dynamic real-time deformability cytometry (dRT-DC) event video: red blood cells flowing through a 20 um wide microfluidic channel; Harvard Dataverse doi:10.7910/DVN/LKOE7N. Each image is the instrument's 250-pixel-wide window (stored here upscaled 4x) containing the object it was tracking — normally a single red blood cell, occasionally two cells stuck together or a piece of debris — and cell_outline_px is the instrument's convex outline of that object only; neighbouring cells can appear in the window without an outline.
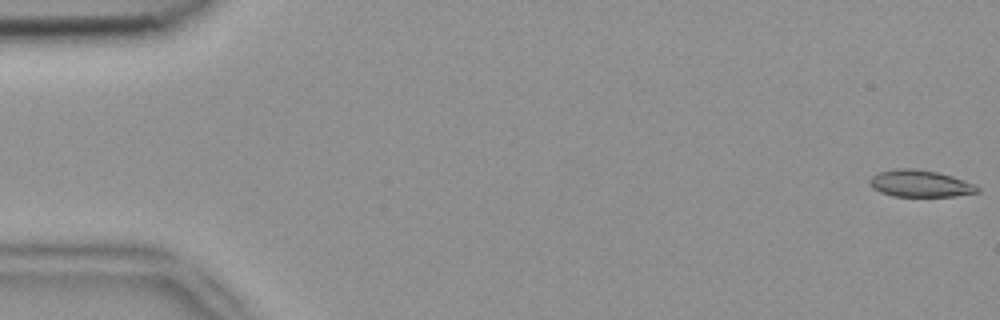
{"species": "common noctule bat (a hibernating species)", "species_latin": "Nyctalus noctula", "temperature_condition": "room temperature", "stored_images_in_passage": 5, "camera_frame_rate_fps": 3000, "um_per_image_px": 0.085, "animal": {"sex": "female", "body_mass_g": 18.4}, "frame": {"image": 1, "passage_image": 1, "time_ms": 0.0, "image_size_px": [1000, 320], "cell_outline_px": [[980, 192], [956, 196], [892, 196], [880, 192], [872, 188], [868, 184], [868, 180], [872, 176], [880, 172], [896, 168], [912, 168], [936, 172], [952, 176], [976, 184], [980, 188]], "centroid_in_image_um": [78.21, 15.61], "position_along_channel_um": 6.8, "area_um2": 16.99}}
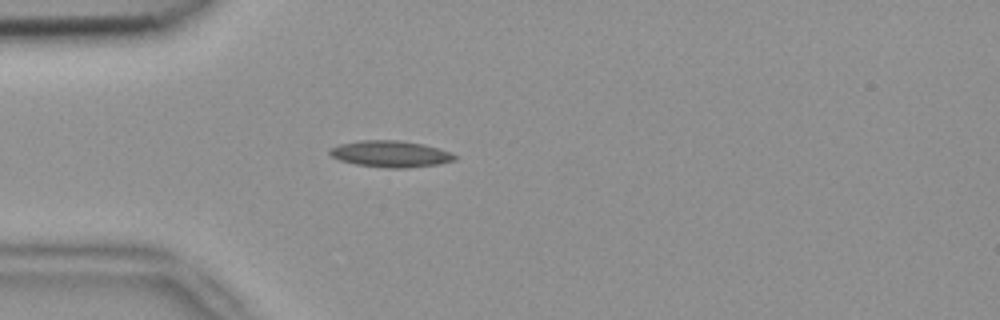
{"frame": {"image": 2, "passage_image": 5, "time_ms": 1.333, "image_size_px": [1000, 320], "cell_outline_px": [[456, 160], [440, 164], [404, 168], [392, 168], [356, 164], [340, 160], [332, 156], [328, 152], [332, 148], [340, 144], [360, 140], [396, 140], [424, 144], [448, 152], [456, 156]], "centroid_in_image_um": [33.19, 13.08], "position_along_channel_um": 51.8, "area_um2": 18.96}}